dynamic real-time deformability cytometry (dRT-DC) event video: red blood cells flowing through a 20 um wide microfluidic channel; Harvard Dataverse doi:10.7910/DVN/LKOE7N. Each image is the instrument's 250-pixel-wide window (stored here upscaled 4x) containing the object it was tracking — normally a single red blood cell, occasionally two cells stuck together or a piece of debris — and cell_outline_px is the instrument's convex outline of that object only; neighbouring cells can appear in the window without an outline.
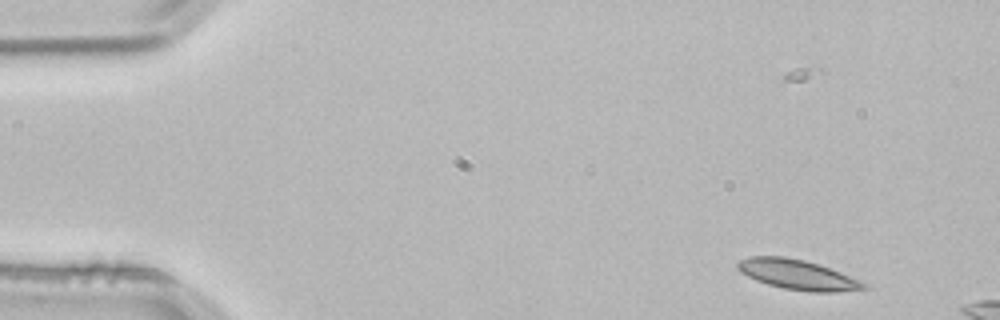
{"species": "common noctule bat (a hibernating species)", "species_latin": "Nyctalus noctula", "temperature_condition": "room temperature", "stored_images_in_passage": 3, "camera_frame_rate_fps": 3000, "um_per_image_px": 0.085, "animal": {"sex": "male", "body_mass_g": 21.5, "forearm_length_mm": 52.0}, "frame": {"image": 1, "passage_image": 1, "time_ms": 0.0, "image_size_px": [1000, 320], "cell_outline_px": [[872, 288], [836, 292], [812, 292], [784, 288], [768, 284], [756, 280], [740, 272], [736, 268], [736, 264], [740, 260], [748, 256], [784, 256], [804, 260], [820, 264], [840, 272], [868, 284]], "centroid_in_image_um": [67.8, 23.34], "position_along_channel_um": 17.2, "area_um2": 22.08}}